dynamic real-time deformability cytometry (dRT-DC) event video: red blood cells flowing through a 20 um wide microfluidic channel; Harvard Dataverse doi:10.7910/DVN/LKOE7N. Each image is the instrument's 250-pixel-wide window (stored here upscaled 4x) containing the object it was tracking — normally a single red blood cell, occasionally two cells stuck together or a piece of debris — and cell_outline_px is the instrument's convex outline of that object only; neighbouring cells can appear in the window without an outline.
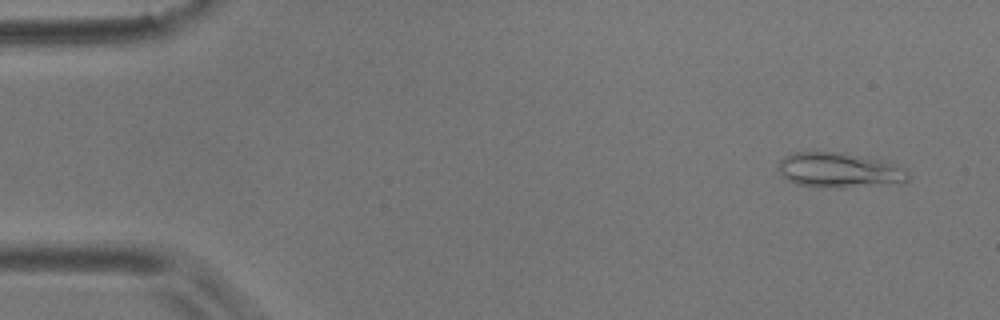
{"species": "common noctule bat (a hibernating species)", "species_latin": "Nyctalus noctula", "temperature_condition": "room temperature", "stored_images_in_passage": 2, "camera_frame_rate_fps": 3000, "um_per_image_px": 0.085, "animal": {"sex": "male", "body_mass_g": 17.9}, "frame": {"image": 1, "passage_image": 2, "time_ms": 0.333, "image_size_px": [1000, 320], "cell_outline_px": [[908, 180], [904, 184], [844, 188], [824, 188], [796, 184], [788, 180], [776, 168], [776, 164], [784, 156], [796, 152], [836, 152], [860, 156], [880, 160], [908, 168]], "centroid_in_image_um": [71.38, 14.5], "position_along_channel_um": 13.6, "area_um2": 27.05}}